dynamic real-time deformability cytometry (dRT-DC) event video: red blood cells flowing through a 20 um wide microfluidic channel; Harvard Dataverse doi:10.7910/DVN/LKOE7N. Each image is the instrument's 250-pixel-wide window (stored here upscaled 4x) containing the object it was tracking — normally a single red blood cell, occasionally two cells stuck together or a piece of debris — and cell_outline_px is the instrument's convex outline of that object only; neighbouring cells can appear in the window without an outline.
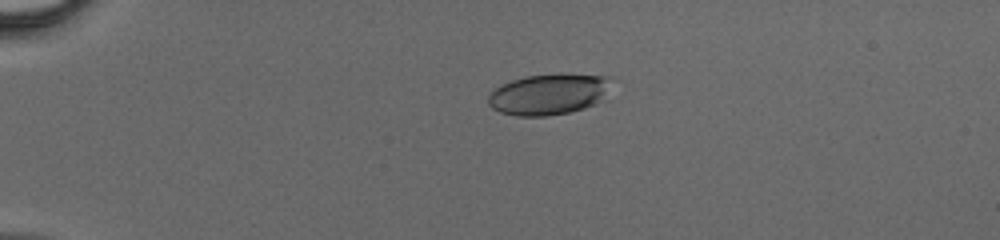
{"species": "human", "species_latin": "Homo sapiens", "temperature_condition": "cold", "stored_images_in_passage": 36, "camera_frame_rate_fps": 3000, "um_per_image_px": 0.085, "donor": {"sex": "male"}, "frame": {"image": 1, "passage_image": 1, "time_ms": 0.0, "image_size_px": [1000, 240], "cell_outline_px": [[608, 76], [596, 100], [592, 104], [584, 108], [568, 112], [544, 116], [516, 116], [500, 112], [492, 108], [488, 104], [488, 96], [496, 88], [512, 80], [524, 76], [560, 72]], "centroid_in_image_um": [46.47, 7.99], "position_along_channel_um": 38.5, "area_um2": 28.55}}
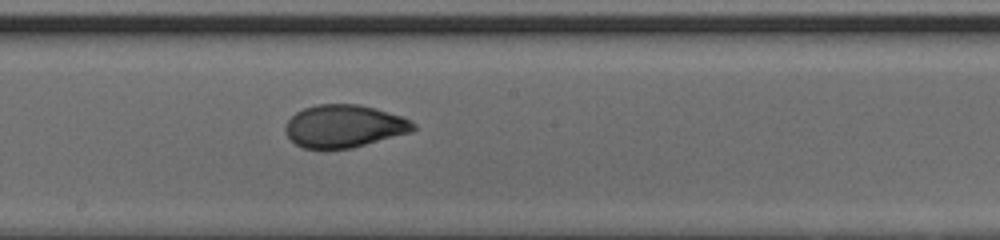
{"frame": {"image": 2, "passage_image": 17, "time_ms": 5.333, "image_size_px": [1000, 240], "cell_outline_px": [[416, 128], [412, 132], [352, 148], [304, 148], [296, 144], [288, 136], [284, 128], [284, 124], [296, 112], [304, 108], [316, 104], [360, 104], [376, 108], [404, 116], [416, 124]], "centroid_in_image_um": [29.29, 10.71], "position_along_channel_um": 218.9, "area_um2": 31.96}}
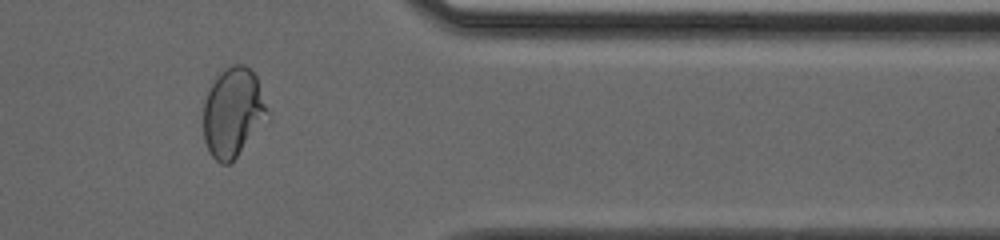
{"frame": {"image": 3, "passage_image": 29, "time_ms": 9.333, "image_size_px": [1000, 240], "cell_outline_px": [[268, 112], [236, 156], [228, 164], [220, 164], [212, 156], [204, 140], [204, 100], [216, 72], [232, 64], [244, 64], [256, 76], [268, 108]], "centroid_in_image_um": [19.74, 9.47], "position_along_channel_um": 391.7, "area_um2": 32.6}}